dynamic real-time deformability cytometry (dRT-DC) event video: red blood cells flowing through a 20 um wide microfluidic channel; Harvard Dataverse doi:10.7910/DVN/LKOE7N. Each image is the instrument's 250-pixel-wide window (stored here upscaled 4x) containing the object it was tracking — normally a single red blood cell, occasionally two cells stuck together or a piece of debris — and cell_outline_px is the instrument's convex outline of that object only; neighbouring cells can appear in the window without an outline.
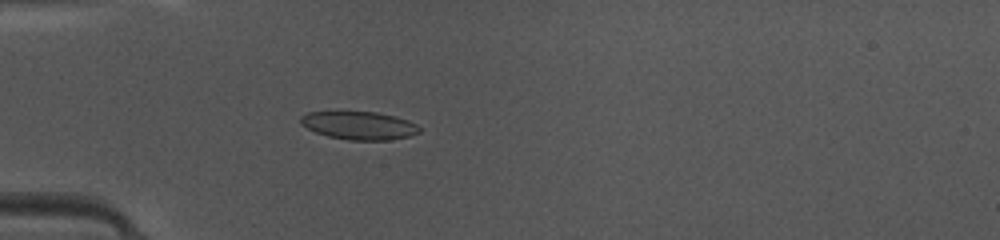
{"species": "common noctule bat (a hibernating species)", "species_latin": "Nyctalus noctula", "temperature_condition": "warm", "stored_images_in_passage": 42, "camera_frame_rate_fps": 3000, "um_per_image_px": 0.085, "animal": {"sex": "female", "body_mass_g": 10.0, "forearm_length_mm": 53.1}, "frame": {"image": 1, "passage_image": 9, "time_ms": 2.667, "image_size_px": [1000, 240], "cell_outline_px": [[420, 132], [408, 136], [388, 140], [348, 140], [328, 136], [316, 132], [300, 124], [300, 116], [308, 112], [376, 112], [396, 116], [408, 120], [416, 124], [420, 128]], "centroid_in_image_um": [30.52, 10.66], "position_along_channel_um": 54.5, "area_um2": 19.36}}
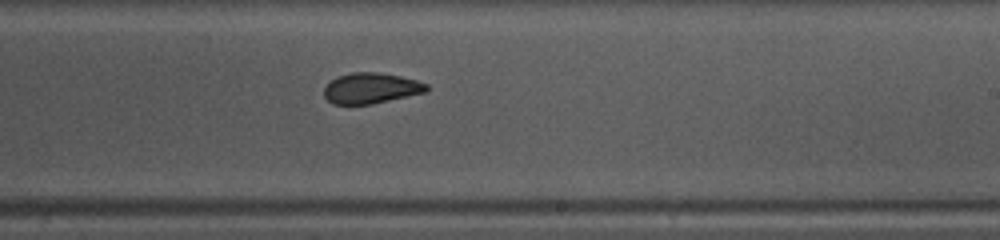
{"frame": {"image": 2, "passage_image": 24, "time_ms": 7.667, "image_size_px": [1000, 240], "cell_outline_px": [[428, 92], [372, 104], [332, 104], [324, 96], [324, 88], [336, 76], [352, 72], [380, 72], [400, 76], [416, 80], [428, 84]], "centroid_in_image_um": [31.55, 7.49], "position_along_channel_um": 257.4, "area_um2": 18.44}}
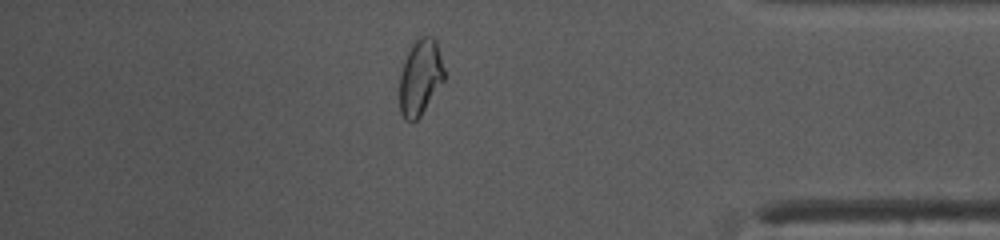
{"frame": {"image": 3, "passage_image": 36, "time_ms": 11.667, "image_size_px": [1000, 240], "cell_outline_px": [[444, 80], [420, 116], [416, 120], [404, 120], [400, 112], [400, 76], [404, 60], [412, 44], [420, 36], [432, 36], [436, 40], [444, 68]], "centroid_in_image_um": [35.72, 6.55], "position_along_channel_um": 399.5, "area_um2": 19.54}, "authors_computed_cell_mechanics": {"area_um2": 19.363, "velocity_mm_per_s": 4.19, "shape_relaxation_time_tau1_ms": 8.0066, "shape_relaxation_time_tau2_ms": 1.4668, "deformation_change_tau1": 0.1842, "deformation_change_tau2": 0.0551}}